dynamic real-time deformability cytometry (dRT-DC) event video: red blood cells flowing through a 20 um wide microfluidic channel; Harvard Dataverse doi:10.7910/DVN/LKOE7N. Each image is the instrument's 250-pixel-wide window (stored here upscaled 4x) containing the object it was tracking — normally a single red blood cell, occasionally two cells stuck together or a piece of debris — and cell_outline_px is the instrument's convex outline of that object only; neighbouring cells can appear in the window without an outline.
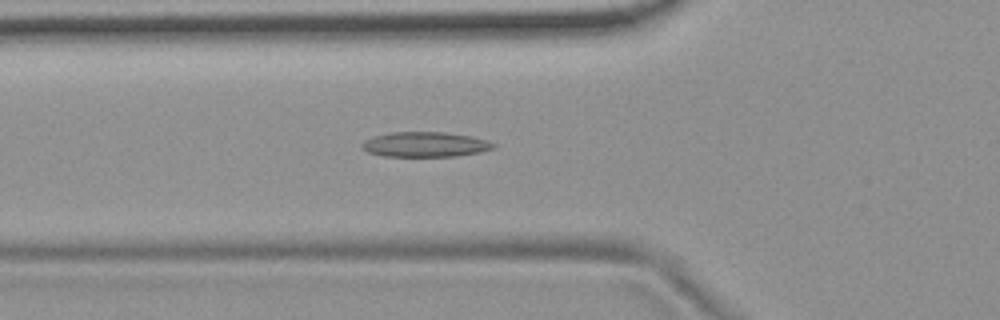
{"species": "common noctule bat (a hibernating species)", "species_latin": "Nyctalus noctula", "temperature_condition": "room temperature", "stored_images_in_passage": 41, "camera_frame_rate_fps": 3000, "um_per_image_px": 0.085, "animal": {"sex": "female", "body_mass_g": 19.9}, "frame": {"image": 1, "passage_image": 6, "time_ms": 1.667, "image_size_px": [1000, 320], "cell_outline_px": [[496, 148], [480, 152], [456, 156], [384, 156], [368, 152], [360, 148], [360, 144], [364, 140], [372, 136], [392, 132], [444, 132], [472, 136], [496, 144]], "centroid_in_image_um": [36.1, 12.27], "position_along_channel_um": 89.7, "area_um2": 19.25}}
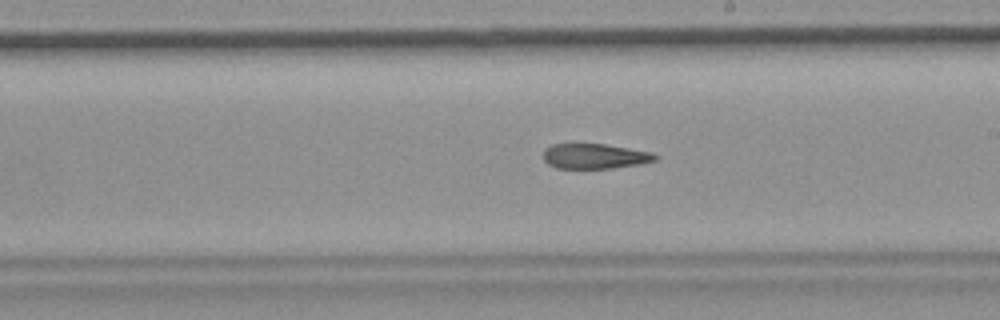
{"frame": {"image": 2, "passage_image": 18, "time_ms": 5.667, "image_size_px": [1000, 320], "cell_outline_px": [[660, 156], [656, 160], [640, 164], [612, 168], [556, 168], [548, 164], [544, 160], [544, 148], [552, 144], [604, 144], [652, 152]], "centroid_in_image_um": [50.56, 13.28], "position_along_channel_um": 238.4, "area_um2": 16.36}}
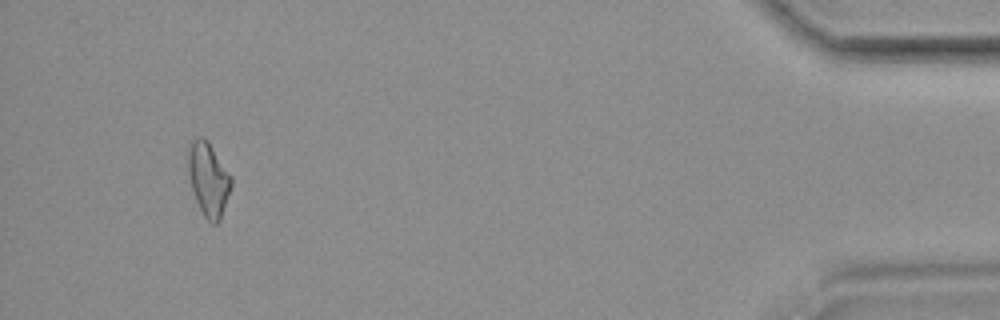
{"frame": {"image": 3, "passage_image": 38, "time_ms": 12.333, "image_size_px": [1000, 320], "cell_outline_px": [[232, 184], [220, 220], [216, 224], [212, 224], [204, 216], [196, 200], [192, 188], [188, 172], [188, 152], [192, 140], [196, 136], [204, 136], [208, 140], [232, 176]], "centroid_in_image_um": [17.72, 15.19], "position_along_channel_um": 417.5, "area_um2": 18.5}, "authors_computed_cell_mechanics": {"area_um2": 18.0336, "velocity_mm_per_s": 3.7221, "shape_relaxation_time_tau1_ms": null, "shape_relaxation_time_tau2_ms": 8.7079, "deformation_change_tau1": null, "deformation_change_tau2": 0.2157}}